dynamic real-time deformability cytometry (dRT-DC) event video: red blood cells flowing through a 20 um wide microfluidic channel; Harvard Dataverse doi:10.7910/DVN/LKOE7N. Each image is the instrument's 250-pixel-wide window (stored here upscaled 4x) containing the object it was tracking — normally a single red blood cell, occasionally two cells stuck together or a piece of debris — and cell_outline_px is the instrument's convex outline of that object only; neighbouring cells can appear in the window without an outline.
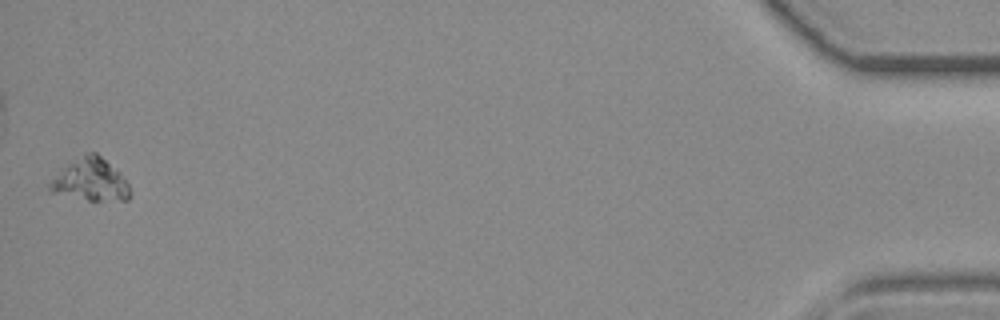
{"species": "common noctule bat (a hibernating species)", "species_latin": "Nyctalus noctula", "temperature_condition": "room temperature", "stored_images_in_passage": 41, "camera_frame_rate_fps": 3000, "um_per_image_px": 0.085, "animal": {"sex": "female", "body_mass_g": 19.3, "forearm_length_mm": 54.1}, "frame": {"image": 1, "passage_image": 41, "time_ms": 13.333, "image_size_px": [1000, 320], "cell_outline_px": [[128, 200], [88, 200], [48, 192], [48, 184], [68, 164], [84, 152], [96, 152], [116, 168], [128, 184]], "centroid_in_image_um": [7.67, 15.28], "position_along_channel_um": 427.5, "area_um2": 19.48}}